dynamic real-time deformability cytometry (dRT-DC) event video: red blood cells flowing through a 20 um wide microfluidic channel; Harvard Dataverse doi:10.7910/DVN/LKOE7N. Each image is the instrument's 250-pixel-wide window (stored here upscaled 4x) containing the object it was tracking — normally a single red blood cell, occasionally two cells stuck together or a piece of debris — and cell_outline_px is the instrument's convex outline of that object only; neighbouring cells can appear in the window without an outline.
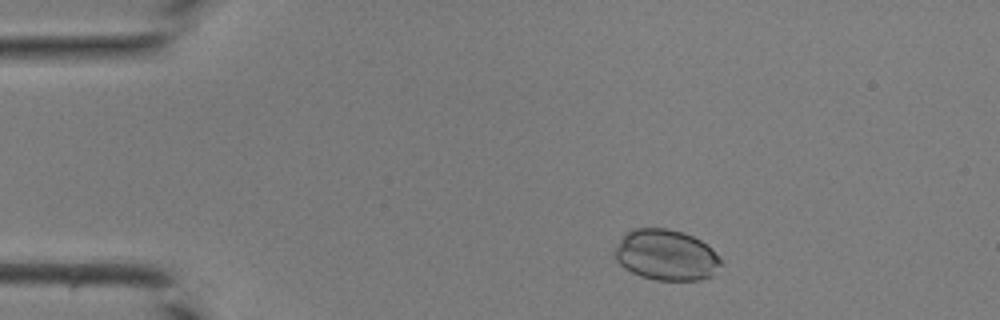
{"species": "common noctule bat (a hibernating species)", "species_latin": "Nyctalus noctula", "temperature_condition": "room temperature", "stored_images_in_passage": 39, "camera_frame_rate_fps": 3000, "um_per_image_px": 0.085, "animal": {"sex": "male", "body_mass_g": 19.0, "forearm_length_mm": 50.8}, "frame": {"image": 1, "passage_image": 4, "time_ms": 1.0, "image_size_px": [1000, 320], "cell_outline_px": [[720, 264], [712, 276], [700, 280], [656, 280], [640, 276], [624, 268], [612, 256], [612, 252], [616, 244], [632, 228], [668, 228], [684, 232], [700, 240], [720, 260]], "centroid_in_image_um": [56.54, 21.68], "position_along_channel_um": 28.5, "area_um2": 31.27}}
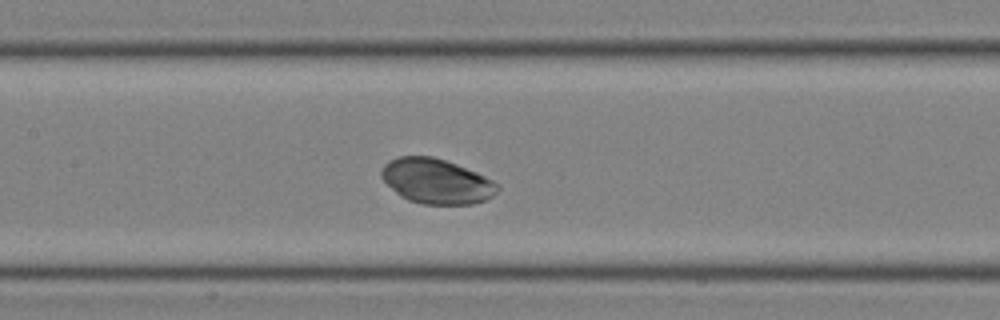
{"frame": {"image": 2, "passage_image": 17, "time_ms": 5.333, "image_size_px": [1000, 320], "cell_outline_px": [[500, 188], [492, 196], [484, 200], [472, 204], [420, 204], [408, 200], [400, 196], [380, 176], [380, 168], [388, 160], [400, 156], [432, 156], [456, 164], [476, 172], [500, 184]], "centroid_in_image_um": [37.08, 15.4], "position_along_channel_um": 170.3, "area_um2": 30.4}}
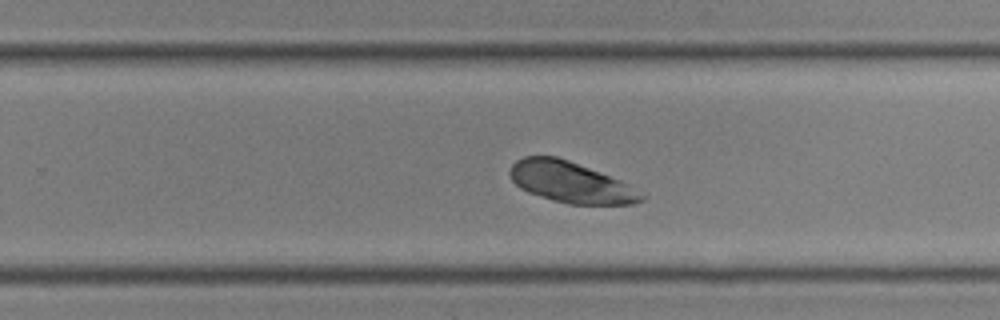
{"frame": {"image": 3, "passage_image": 24, "time_ms": 7.667, "image_size_px": [1000, 320], "cell_outline_px": [[648, 196], [644, 200], [632, 204], [568, 204], [552, 200], [528, 192], [520, 188], [512, 180], [508, 172], [512, 164], [516, 160], [524, 156], [556, 156], [568, 160], [632, 184], [648, 192]], "centroid_in_image_um": [48.6, 15.5], "position_along_channel_um": 281.2, "area_um2": 31.91}}